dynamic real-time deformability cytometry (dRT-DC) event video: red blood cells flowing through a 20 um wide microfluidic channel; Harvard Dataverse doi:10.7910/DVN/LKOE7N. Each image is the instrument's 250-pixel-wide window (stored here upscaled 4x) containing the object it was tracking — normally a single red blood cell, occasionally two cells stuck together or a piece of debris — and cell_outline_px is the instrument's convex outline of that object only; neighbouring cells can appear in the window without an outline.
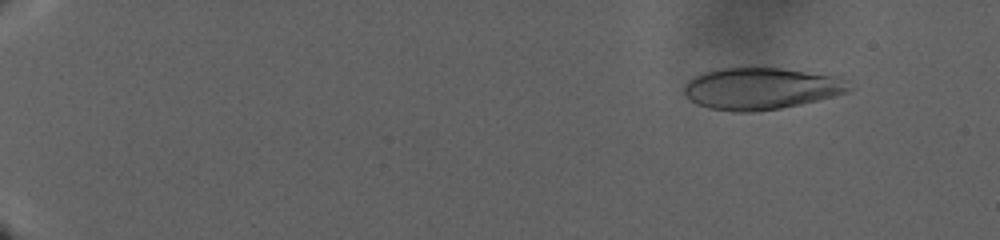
{"species": "human", "species_latin": "Homo sapiens", "temperature_condition": "warm", "stored_images_in_passage": 62, "camera_frame_rate_fps": 3000, "um_per_image_px": 0.085, "donor": {"sex": "male"}, "frame": {"image": 1, "passage_image": 5, "time_ms": 4.333, "image_size_px": [1000, 240], "cell_outline_px": [[856, 88], [848, 92], [800, 104], [780, 108], [752, 112], [736, 112], [708, 108], [696, 104], [684, 92], [684, 84], [688, 80], [704, 72], [720, 68], [744, 64], [780, 68], [832, 76], [848, 80]], "centroid_in_image_um": [64.67, 7.49], "position_along_channel_um": 20.3, "area_um2": 40.86}}
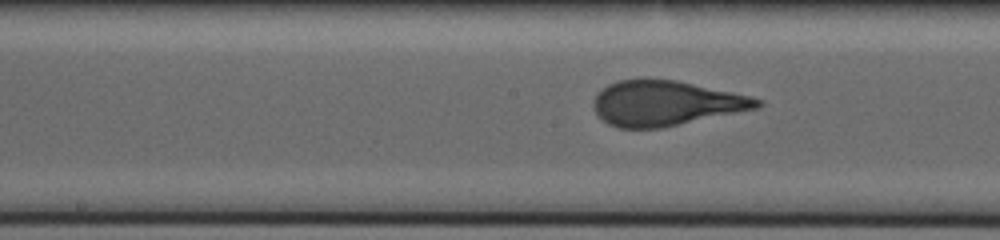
{"frame": {"image": 2, "passage_image": 37, "time_ms": 26.0, "image_size_px": [1000, 240], "cell_outline_px": [[764, 104], [756, 108], [664, 128], [620, 128], [608, 124], [596, 112], [592, 104], [592, 100], [596, 92], [608, 84], [616, 80], [676, 80], [752, 96], [764, 100]], "centroid_in_image_um": [56.58, 8.78], "position_along_channel_um": 191.6, "area_um2": 42.89}}
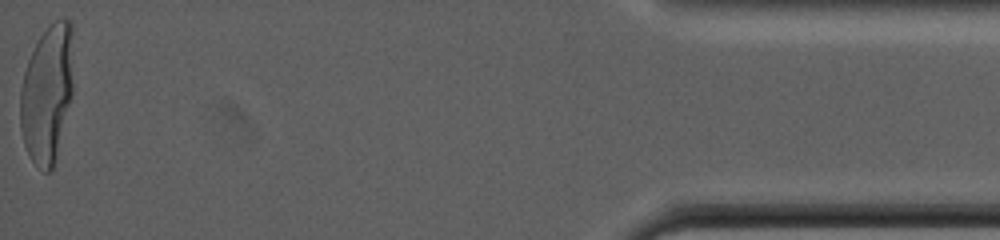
{"frame": {"image": 3, "passage_image": 62, "time_ms": 45.333, "image_size_px": [1000, 240], "cell_outline_px": [[72, 92], [52, 172], [44, 172], [32, 160], [24, 144], [20, 128], [20, 88], [24, 72], [28, 60], [40, 36], [56, 20], [72, 20]], "centroid_in_image_um": [3.99, 7.97], "position_along_channel_um": 431.2, "area_um2": 42.19}}